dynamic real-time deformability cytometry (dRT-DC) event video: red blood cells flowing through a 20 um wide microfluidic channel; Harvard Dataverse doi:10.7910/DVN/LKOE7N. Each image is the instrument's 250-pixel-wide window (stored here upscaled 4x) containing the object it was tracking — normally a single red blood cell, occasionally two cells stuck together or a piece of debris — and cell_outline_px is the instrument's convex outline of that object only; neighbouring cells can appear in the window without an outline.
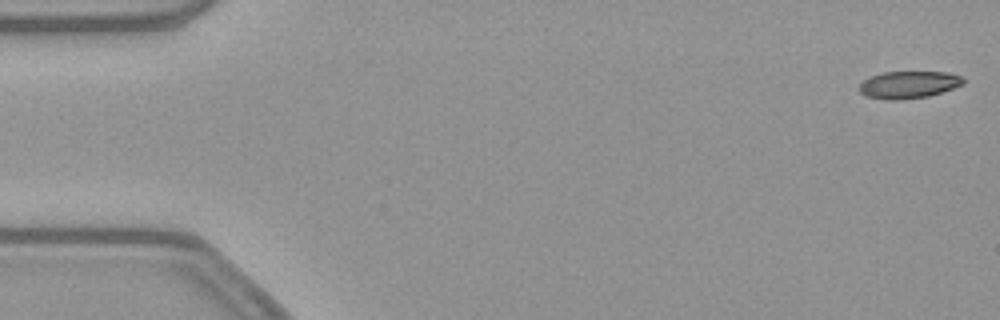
{"species": "common noctule bat (a hibernating species)", "species_latin": "Nyctalus noctula", "temperature_condition": "warm", "stored_images_in_passage": 50, "camera_frame_rate_fps": 3000, "um_per_image_px": 0.085, "animal": {"sex": "female", "body_mass_g": 21.9}, "frame": {"image": 1, "passage_image": 1, "time_ms": 0.0, "image_size_px": [1000, 320], "cell_outline_px": [[964, 84], [928, 96], [900, 100], [888, 100], [864, 96], [856, 88], [868, 76], [884, 72], [948, 72], [960, 76], [964, 80]], "centroid_in_image_um": [77.17, 7.2], "position_along_channel_um": 7.8, "area_um2": 16.59}}
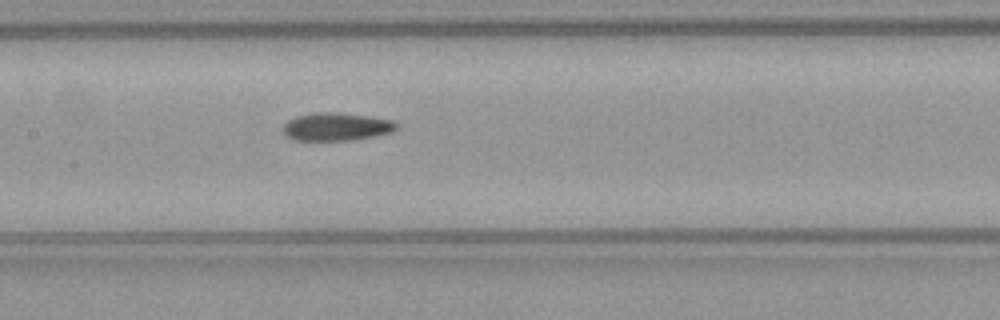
{"frame": {"image": 2, "passage_image": 25, "time_ms": 8.0, "image_size_px": [1000, 320], "cell_outline_px": [[396, 128], [392, 132], [376, 136], [352, 140], [292, 140], [284, 132], [284, 124], [288, 120], [296, 116], [324, 112], [336, 112], [368, 116], [392, 120], [396, 124]], "centroid_in_image_um": [28.6, 10.78], "position_along_channel_um": 178.8, "area_um2": 18.26}}
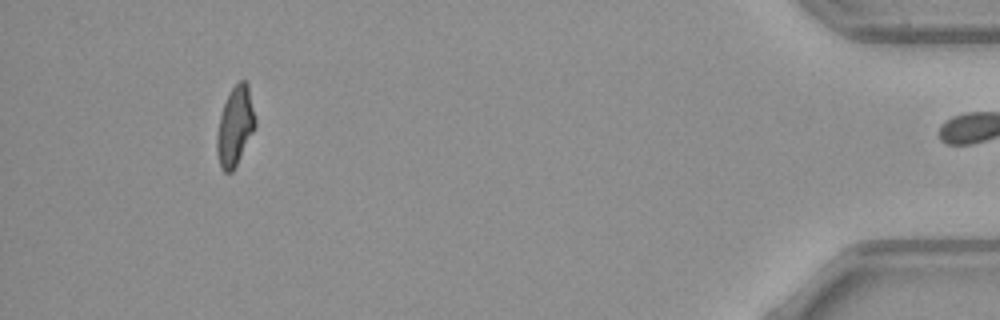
{"frame": {"image": 3, "passage_image": 49, "time_ms": 16.0, "image_size_px": [1000, 320], "cell_outline_px": [[256, 128], [232, 172], [224, 172], [220, 168], [216, 152], [216, 136], [220, 116], [224, 104], [232, 88], [240, 80], [244, 80], [248, 84], [256, 120]], "centroid_in_image_um": [19.98, 10.76], "position_along_channel_um": 415.2, "area_um2": 17.69}, "authors_computed_cell_mechanics": {"area_um2": 18.4382, "velocity_mm_per_s": 3.8885, "shape_relaxation_time_tau1_ms": 9.4204, "shape_relaxation_time_tau2_ms": 3.9891, "deformation_change_tau1": 0.2331, "deformation_change_tau2": 0.1108}}